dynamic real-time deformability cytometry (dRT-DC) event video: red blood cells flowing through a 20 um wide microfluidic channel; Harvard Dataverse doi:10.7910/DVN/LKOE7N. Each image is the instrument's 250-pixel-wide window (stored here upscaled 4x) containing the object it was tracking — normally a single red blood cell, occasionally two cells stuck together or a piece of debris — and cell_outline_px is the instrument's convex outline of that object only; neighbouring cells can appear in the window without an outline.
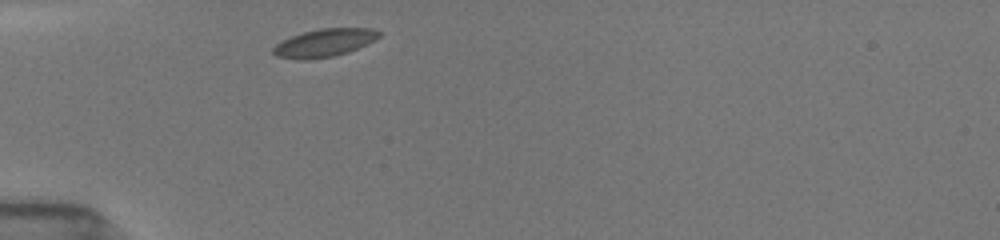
{"species": "common noctule bat (a hibernating species)", "species_latin": "Nyctalus noctula", "temperature_condition": "room temperature", "stored_images_in_passage": 37, "camera_frame_rate_fps": 3000, "um_per_image_px": 0.085, "animal": {"sex": "female", "body_mass_g": 19.5, "forearm_length_mm": 54.1}, "frame": {"image": 1, "passage_image": 1, "time_ms": 0.0, "image_size_px": [1000, 240], "cell_outline_px": [[380, 36], [348, 52], [332, 56], [304, 60], [300, 60], [276, 56], [272, 52], [272, 48], [276, 44], [292, 36], [304, 32], [320, 28], [372, 28], [380, 32]], "centroid_in_image_um": [27.53, 3.64], "position_along_channel_um": 57.5, "area_um2": 16.88}}
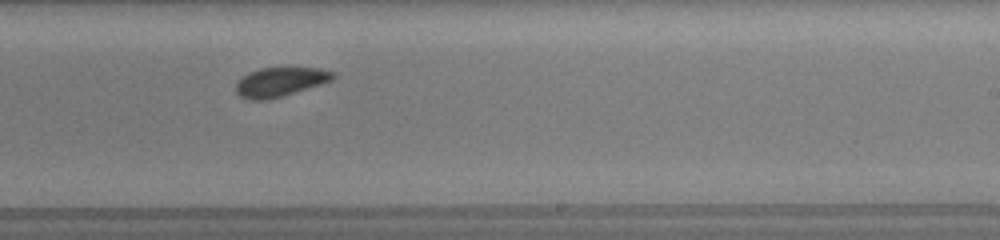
{"frame": {"image": 2, "passage_image": 18, "time_ms": 5.667, "image_size_px": [1000, 240], "cell_outline_px": [[336, 76], [332, 80], [320, 84], [280, 96], [264, 100], [248, 100], [240, 96], [236, 92], [236, 84], [248, 72], [260, 68], [320, 68], [332, 72]], "centroid_in_image_um": [23.78, 6.96], "position_along_channel_um": 265.2, "area_um2": 16.13}}
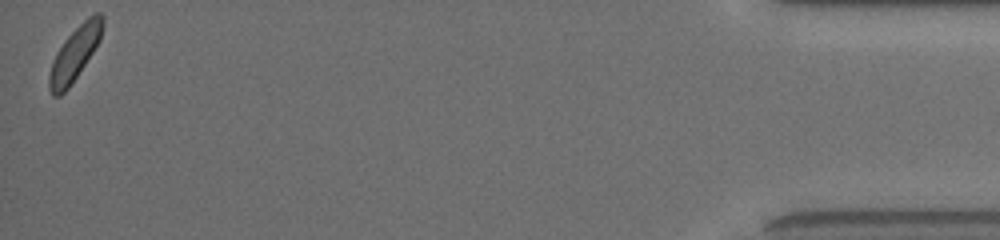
{"frame": {"image": 3, "passage_image": 37, "time_ms": 12.0, "image_size_px": [1000, 240], "cell_outline_px": [[104, 24], [100, 40], [68, 88], [60, 96], [52, 96], [48, 88], [48, 76], [52, 60], [56, 52], [64, 40], [88, 16], [96, 12], [100, 12], [104, 16]], "centroid_in_image_um": [6.34, 4.55], "position_along_channel_um": 428.9, "area_um2": 16.59}, "authors_computed_cell_mechanics": {"area_um2": 16.8198, "velocity_mm_per_s": 3.8667, "shape_relaxation_time_tau1_ms": 1.7193, "shape_relaxation_time_tau2_ms": 3.8112, "deformation_change_tau1": 0.0473, "deformation_change_tau2": 0.0502}}